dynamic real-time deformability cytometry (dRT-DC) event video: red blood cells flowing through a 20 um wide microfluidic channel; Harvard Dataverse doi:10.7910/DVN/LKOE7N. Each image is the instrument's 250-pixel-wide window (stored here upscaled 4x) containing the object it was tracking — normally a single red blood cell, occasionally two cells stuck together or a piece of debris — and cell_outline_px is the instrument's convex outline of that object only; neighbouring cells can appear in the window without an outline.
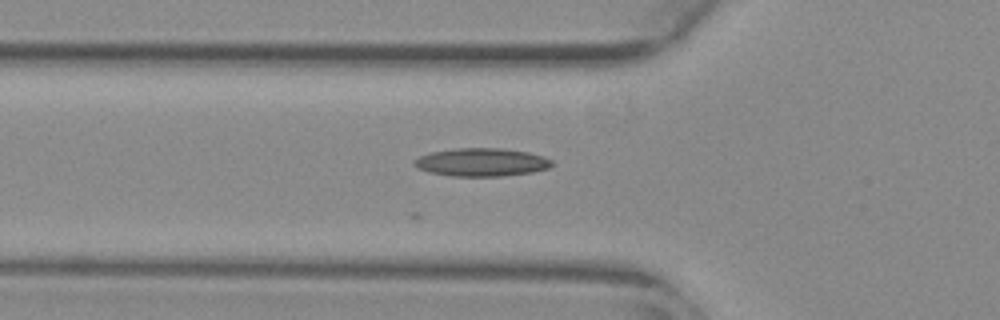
{"species": "common noctule bat (a hibernating species)", "species_latin": "Nyctalus noctula", "temperature_condition": "warm", "stored_images_in_passage": 15, "camera_frame_rate_fps": 3000, "um_per_image_px": 0.085, "animal": {"sex": "female", "body_mass_g": 29.2, "forearm_length_mm": 56.3}, "frame": {"image": 1, "passage_image": 4, "time_ms": 1.0, "image_size_px": [1000, 320], "cell_outline_px": [[552, 164], [548, 168], [532, 172], [500, 176], [452, 176], [428, 172], [416, 168], [412, 164], [412, 160], [420, 156], [432, 152], [456, 148], [500, 148], [528, 152], [544, 156], [552, 160]], "centroid_in_image_um": [40.89, 13.79], "position_along_channel_um": 84.9, "area_um2": 22.6}}
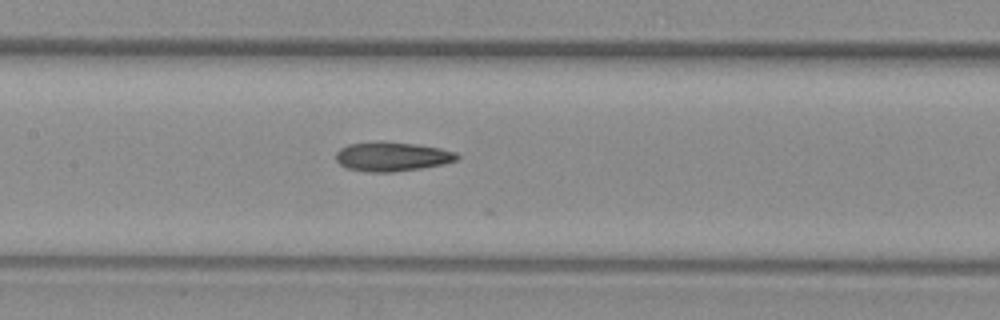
{"frame": {"image": 2, "passage_image": 11, "time_ms": 3.333, "image_size_px": [1000, 320], "cell_outline_px": [[460, 156], [456, 160], [444, 164], [420, 168], [392, 172], [364, 172], [348, 168], [340, 164], [336, 160], [336, 152], [340, 148], [348, 144], [380, 140], [416, 144], [440, 148], [456, 152]], "centroid_in_image_um": [33.3, 13.29], "position_along_channel_um": 174.1, "area_um2": 20.87}}
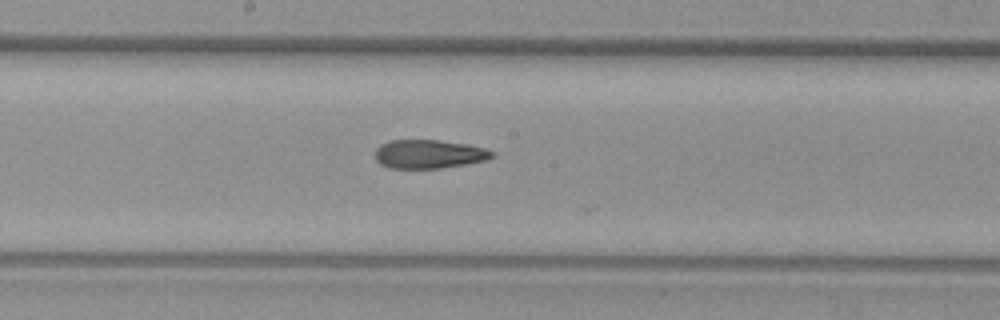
{"frame": {"image": 3, "passage_image": 14, "time_ms": 4.333, "image_size_px": [1000, 320], "cell_outline_px": [[496, 156], [488, 160], [440, 168], [388, 168], [380, 164], [376, 160], [376, 148], [380, 144], [388, 140], [440, 140], [468, 144], [484, 148], [496, 152]], "centroid_in_image_um": [36.48, 13.09], "position_along_channel_um": 211.7, "area_um2": 19.77}}